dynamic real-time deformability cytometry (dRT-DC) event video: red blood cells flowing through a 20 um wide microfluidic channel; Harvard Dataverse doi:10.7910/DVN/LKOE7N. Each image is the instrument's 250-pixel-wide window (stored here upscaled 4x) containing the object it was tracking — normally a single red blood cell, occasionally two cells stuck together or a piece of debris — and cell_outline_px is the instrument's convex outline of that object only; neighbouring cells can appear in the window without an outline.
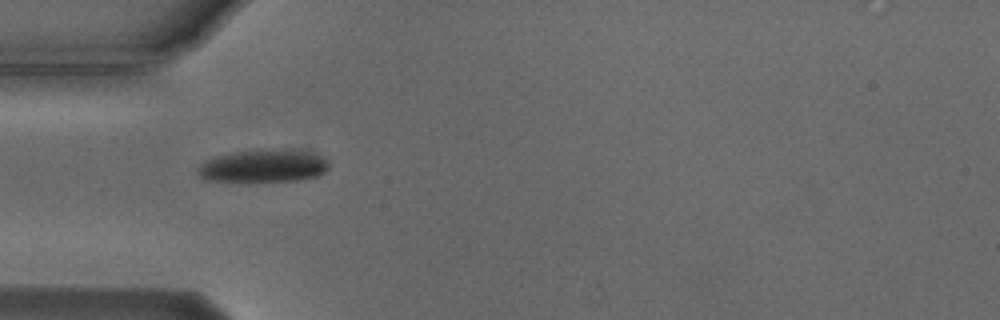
{"species": "Egyptian fruit bat (a non-hibernating species)", "species_latin": "Rousettus aegyptiacus", "temperature_condition": "cold", "stored_images_in_passage": 39, "camera_frame_rate_fps": 3000, "um_per_image_px": 0.085, "animal": {"sex": "male"}, "frame": {"image": 1, "passage_image": 1, "time_ms": 0.0, "image_size_px": [1000, 320], "cell_outline_px": [[328, 168], [324, 172], [316, 176], [296, 180], [248, 184], [204, 180], [196, 172], [196, 168], [204, 160], [216, 156], [236, 152], [304, 152], [320, 156], [328, 160]], "centroid_in_image_um": [22.25, 14.21], "position_along_channel_um": 62.8, "area_um2": 24.8}}
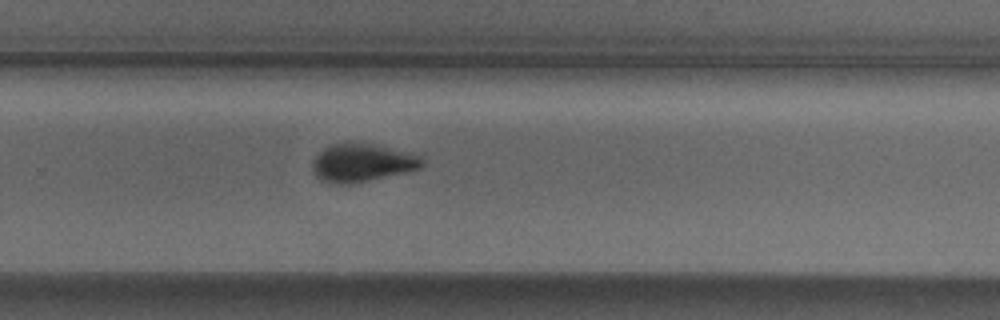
{"frame": {"image": 2, "passage_image": 20, "time_ms": 6.333, "image_size_px": [1000, 320], "cell_outline_px": [[424, 164], [420, 168], [408, 172], [348, 184], [336, 184], [320, 180], [312, 172], [312, 164], [316, 156], [324, 148], [332, 144], [344, 140], [360, 140], [424, 152]], "centroid_in_image_um": [30.91, 13.75], "position_along_channel_um": 298.9, "area_um2": 26.01}}
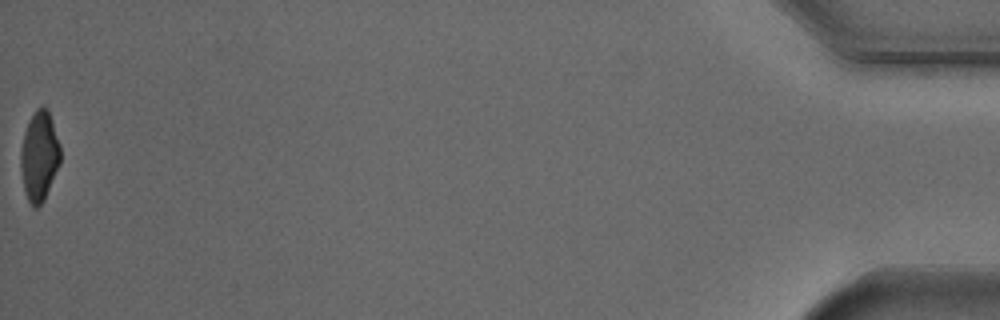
{"frame": {"image": 3, "passage_image": 39, "time_ms": 12.667, "image_size_px": [1000, 320], "cell_outline_px": [[60, 164], [44, 200], [36, 208], [28, 200], [24, 192], [20, 168], [20, 148], [24, 132], [36, 108], [48, 108], [60, 144]], "centroid_in_image_um": [3.34, 13.28], "position_along_channel_um": 431.9, "area_um2": 20.75}, "authors_computed_cell_mechanics": {"area_um2": 24.7962, "velocity_mm_per_s": 3.7585, "shape_relaxation_time_tau1_ms": 3.9053, "shape_relaxation_time_tau2_ms": null, "deformation_change_tau1": 0.1165, "deformation_change_tau2": null}}